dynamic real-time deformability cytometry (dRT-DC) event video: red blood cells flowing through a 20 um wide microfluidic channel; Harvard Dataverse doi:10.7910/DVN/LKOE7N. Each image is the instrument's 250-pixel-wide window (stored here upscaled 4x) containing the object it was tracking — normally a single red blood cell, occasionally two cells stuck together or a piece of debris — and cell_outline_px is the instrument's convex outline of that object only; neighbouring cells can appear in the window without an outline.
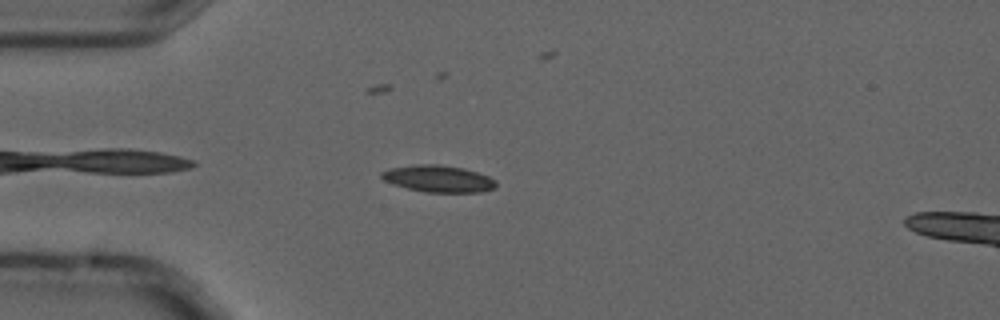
{"species": "common noctule bat (a hibernating species)", "species_latin": "Nyctalus noctula", "temperature_condition": "cold", "stored_images_in_passage": 5, "camera_frame_rate_fps": 3000, "um_per_image_px": 0.085, "animal": {"sex": "male", "forearm_length_mm": 52.5}, "frame": {"image": 1, "passage_image": 4, "time_ms": 1.0, "image_size_px": [1000, 320], "cell_outline_px": [[496, 188], [480, 192], [424, 192], [392, 184], [384, 180], [380, 176], [380, 172], [392, 168], [416, 164], [440, 164], [464, 168], [488, 176], [496, 180]], "centroid_in_image_um": [37.26, 15.19], "position_along_channel_um": 47.7, "area_um2": 17.92}}